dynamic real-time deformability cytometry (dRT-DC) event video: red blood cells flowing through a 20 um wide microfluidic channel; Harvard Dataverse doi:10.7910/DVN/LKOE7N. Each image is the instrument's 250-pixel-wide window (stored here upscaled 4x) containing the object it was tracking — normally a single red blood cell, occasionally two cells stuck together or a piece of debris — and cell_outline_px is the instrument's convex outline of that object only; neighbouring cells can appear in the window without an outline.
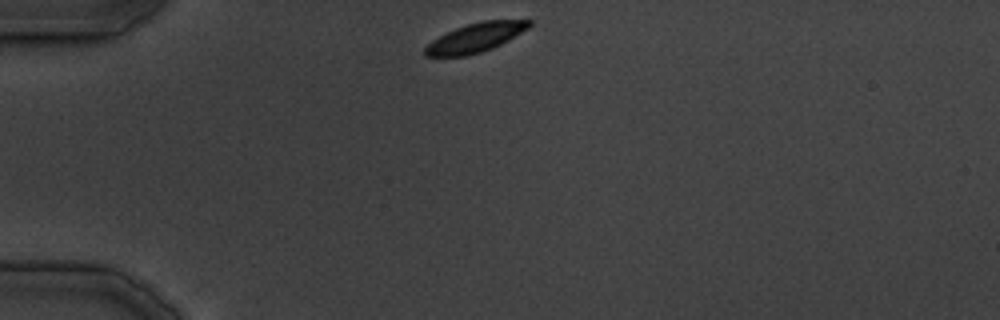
{"species": "common noctule bat (a hibernating species)", "species_latin": "Nyctalus noctula", "temperature_condition": "cold", "stored_images_in_passage": 32, "camera_frame_rate_fps": 3000, "um_per_image_px": 0.085, "animal": {"sex": "male", "body_mass_g": 19.5, "forearm_length_mm": 54.6}, "frame": {"image": 1, "passage_image": 1, "time_ms": 0.0, "image_size_px": [1000, 320], "cell_outline_px": [[532, 24], [528, 28], [508, 40], [492, 48], [468, 56], [424, 56], [424, 48], [432, 40], [456, 28], [480, 20], [532, 20]], "centroid_in_image_um": [40.41, 3.2], "position_along_channel_um": 44.6, "area_um2": 17.46}}
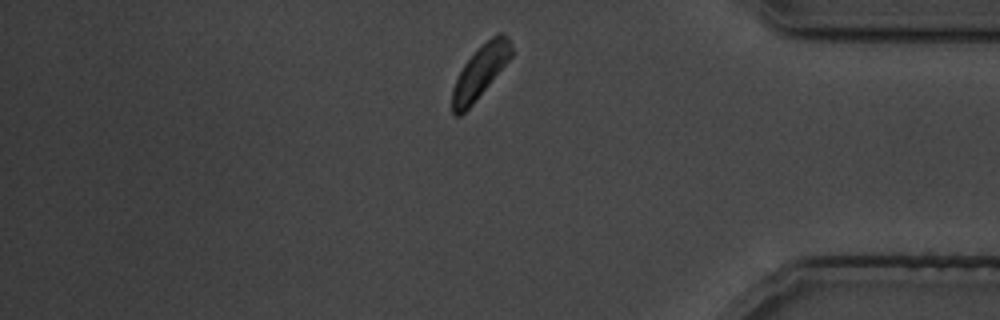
{"frame": {"image": 2, "passage_image": 26, "time_ms": 28.333, "image_size_px": [1000, 320], "cell_outline_px": [[512, 56], [476, 100], [460, 116], [456, 116], [452, 112], [452, 88], [464, 64], [496, 32], [504, 32], [508, 36], [512, 48]], "centroid_in_image_um": [40.83, 6.1], "position_along_channel_um": 394.4, "area_um2": 17.69}}
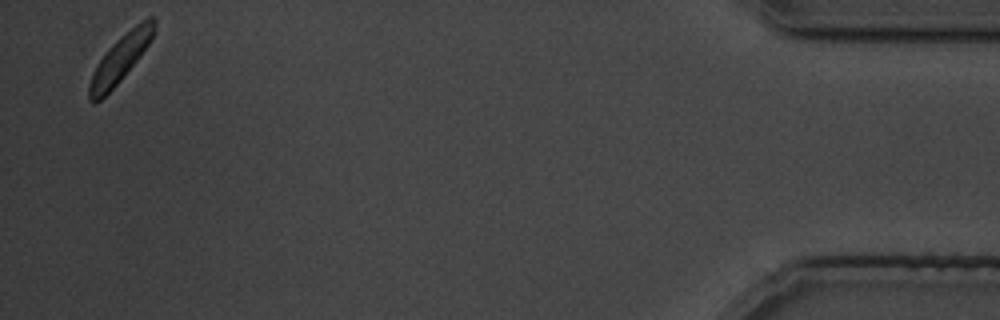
{"frame": {"image": 3, "passage_image": 31, "time_ms": 34.333, "image_size_px": [1000, 320], "cell_outline_px": [[156, 28], [152, 40], [120, 80], [100, 100], [88, 100], [88, 84], [92, 72], [108, 48], [120, 36], [136, 24], [148, 16], [152, 16], [156, 20]], "centroid_in_image_um": [10.24, 4.93], "position_along_channel_um": 425.0, "area_um2": 17.51}}